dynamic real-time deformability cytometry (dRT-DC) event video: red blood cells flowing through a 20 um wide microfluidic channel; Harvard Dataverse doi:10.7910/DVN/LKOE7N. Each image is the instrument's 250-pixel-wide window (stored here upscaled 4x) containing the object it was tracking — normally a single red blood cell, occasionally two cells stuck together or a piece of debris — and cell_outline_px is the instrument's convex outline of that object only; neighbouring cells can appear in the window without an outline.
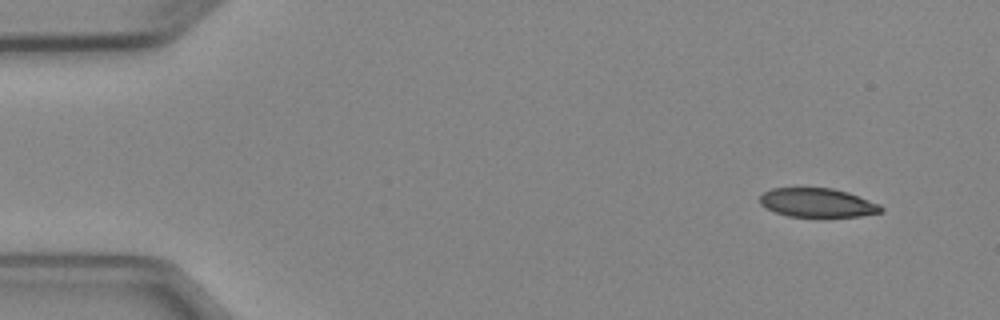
{"species": "Egyptian fruit bat (a non-hibernating species)", "species_latin": "Rousettus aegyptiacus", "temperature_condition": "cold", "stored_images_in_passage": 3, "camera_frame_rate_fps": 3000, "um_per_image_px": 0.085, "animal": {"sex": "female"}, "frame": {"image": 1, "passage_image": 1, "time_ms": 0.0, "image_size_px": [1000, 320], "cell_outline_px": [[884, 212], [860, 216], [788, 216], [764, 208], [760, 204], [760, 196], [764, 192], [772, 188], [832, 188], [848, 192], [880, 204], [884, 208]], "centroid_in_image_um": [69.49, 17.23], "position_along_channel_um": 15.5, "area_um2": 20.4}}